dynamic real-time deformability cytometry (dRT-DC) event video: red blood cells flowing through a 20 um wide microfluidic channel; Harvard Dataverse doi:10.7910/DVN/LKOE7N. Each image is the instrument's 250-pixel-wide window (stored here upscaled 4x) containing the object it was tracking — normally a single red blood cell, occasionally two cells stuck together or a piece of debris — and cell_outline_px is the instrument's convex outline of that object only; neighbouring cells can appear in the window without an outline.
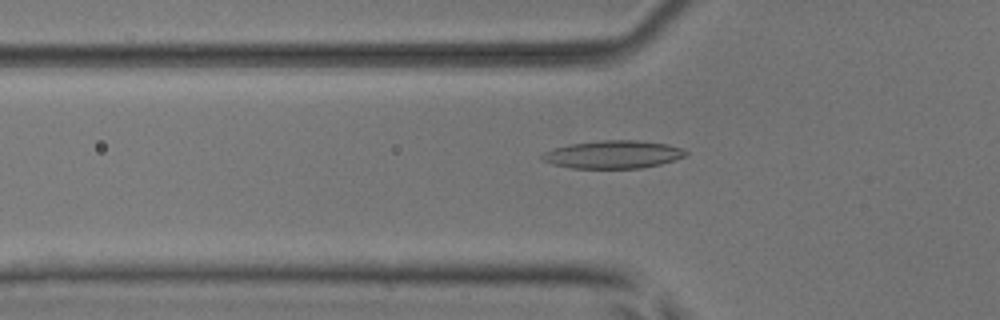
{"species": "common noctule bat (a hibernating species)", "species_latin": "Nyctalus noctula", "temperature_condition": "room temperature", "stored_images_in_passage": 51, "camera_frame_rate_fps": 3000, "um_per_image_px": 0.085, "animal": {"sex": "male", "body_mass_g": 17.9, "forearm_length_mm": 54.2}, "frame": {"image": 1, "passage_image": 18, "time_ms": 5.667, "image_size_px": [1000, 320], "cell_outline_px": [[688, 152], [684, 156], [660, 164], [640, 168], [572, 168], [552, 164], [540, 160], [540, 156], [544, 152], [552, 148], [568, 144], [600, 140], [636, 140], [668, 144], [680, 148]], "centroid_in_image_um": [52.04, 13.12], "position_along_channel_um": 73.8, "area_um2": 23.35}}
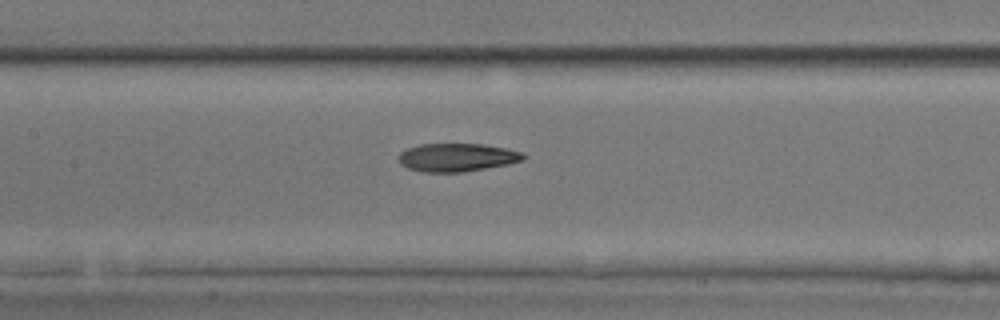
{"frame": {"image": 2, "passage_image": 25, "time_ms": 8.0, "image_size_px": [1000, 320], "cell_outline_px": [[528, 156], [524, 160], [508, 164], [464, 172], [424, 172], [408, 168], [400, 164], [396, 156], [400, 152], [408, 148], [420, 144], [484, 144], [524, 152]], "centroid_in_image_um": [38.85, 13.38], "position_along_channel_um": 168.6, "area_um2": 20.69}}
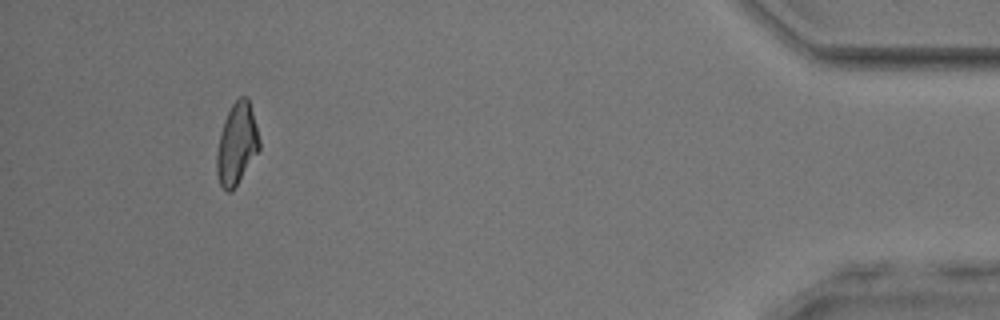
{"frame": {"image": 3, "passage_image": 48, "time_ms": 15.667, "image_size_px": [1000, 320], "cell_outline_px": [[260, 148], [232, 192], [228, 192], [220, 184], [216, 172], [216, 152], [220, 132], [224, 120], [232, 104], [240, 96], [248, 96], [256, 124], [260, 140]], "centroid_in_image_um": [20.12, 12.22], "position_along_channel_um": 415.1, "area_um2": 20.23}, "authors_computed_cell_mechanics": {"area_um2": 20.7502, "velocity_mm_per_s": 4.0567, "shape_relaxation_time_tau1_ms": null, "shape_relaxation_time_tau2_ms": 7.9172, "deformation_change_tau1": null, "deformation_change_tau2": 0.1733}}